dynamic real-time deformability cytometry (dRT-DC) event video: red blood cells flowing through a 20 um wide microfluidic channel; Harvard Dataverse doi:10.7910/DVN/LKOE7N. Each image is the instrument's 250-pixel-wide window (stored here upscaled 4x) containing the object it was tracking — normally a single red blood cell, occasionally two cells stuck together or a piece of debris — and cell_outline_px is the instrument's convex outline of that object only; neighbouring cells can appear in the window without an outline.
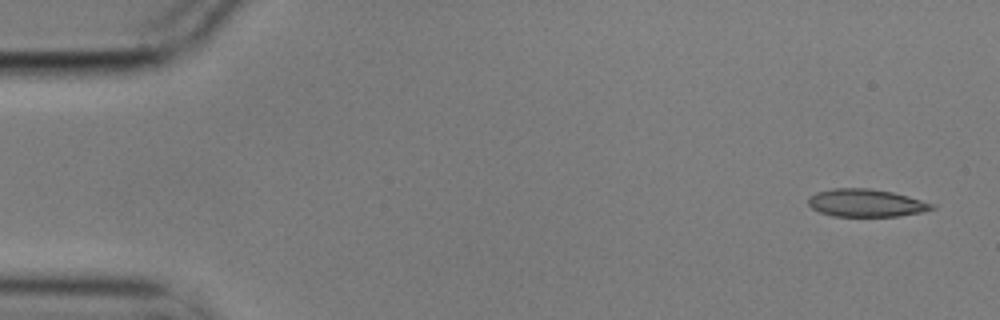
{"species": "common noctule bat (a hibernating species)", "species_latin": "Nyctalus noctula", "temperature_condition": "cold", "stored_images_in_passage": 9, "camera_frame_rate_fps": 3000, "um_per_image_px": 0.085, "animal": {"sex": "male", "body_mass_g": 17.9}, "frame": {"image": 1, "passage_image": 1, "time_ms": 0.0, "image_size_px": [1000, 320], "cell_outline_px": [[936, 208], [920, 212], [900, 216], [832, 216], [820, 212], [812, 208], [808, 204], [808, 200], [816, 192], [832, 188], [872, 188], [892, 192], [908, 196], [936, 204]], "centroid_in_image_um": [73.63, 17.25], "position_along_channel_um": 11.4, "area_um2": 20.0}}
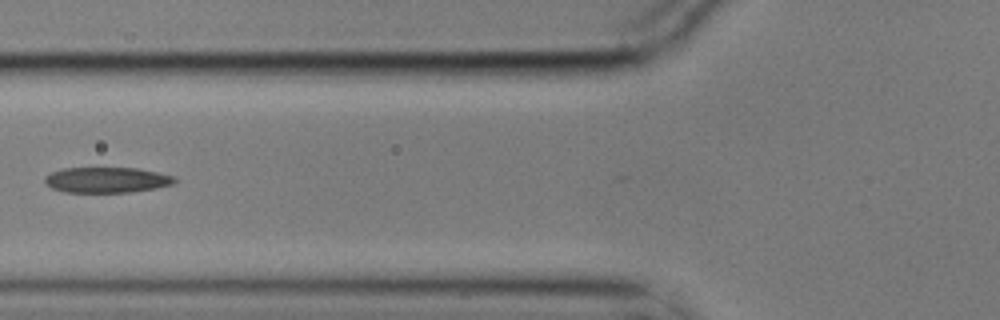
{"frame": {"image": 2, "passage_image": 6, "time_ms": 1.667, "image_size_px": [1000, 320], "cell_outline_px": [[176, 180], [172, 184], [156, 188], [132, 192], [64, 192], [52, 188], [44, 184], [44, 176], [52, 172], [64, 168], [136, 168], [156, 172], [172, 176]], "centroid_in_image_um": [9.02, 15.3], "position_along_channel_um": 116.8, "area_um2": 19.25}}
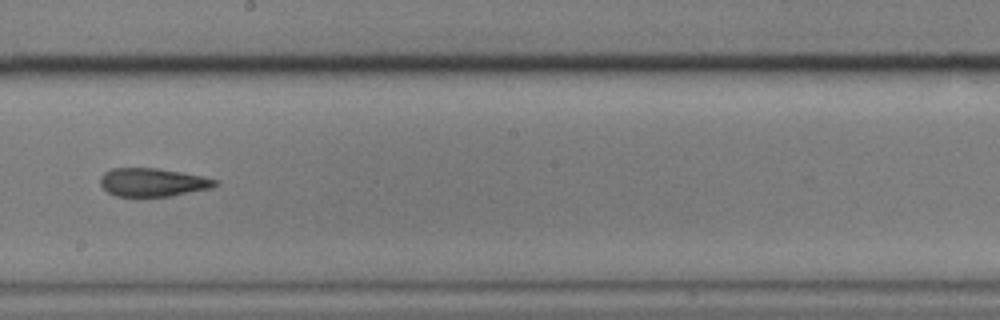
{"frame": {"image": 3, "passage_image": 9, "time_ms": 2.667, "image_size_px": [1000, 320], "cell_outline_px": [[220, 184], [212, 188], [172, 196], [116, 196], [108, 192], [100, 184], [100, 176], [104, 172], [112, 168], [156, 168], [204, 176], [220, 180]], "centroid_in_image_um": [13.03, 15.49], "position_along_channel_um": 235.2, "area_um2": 19.13}}